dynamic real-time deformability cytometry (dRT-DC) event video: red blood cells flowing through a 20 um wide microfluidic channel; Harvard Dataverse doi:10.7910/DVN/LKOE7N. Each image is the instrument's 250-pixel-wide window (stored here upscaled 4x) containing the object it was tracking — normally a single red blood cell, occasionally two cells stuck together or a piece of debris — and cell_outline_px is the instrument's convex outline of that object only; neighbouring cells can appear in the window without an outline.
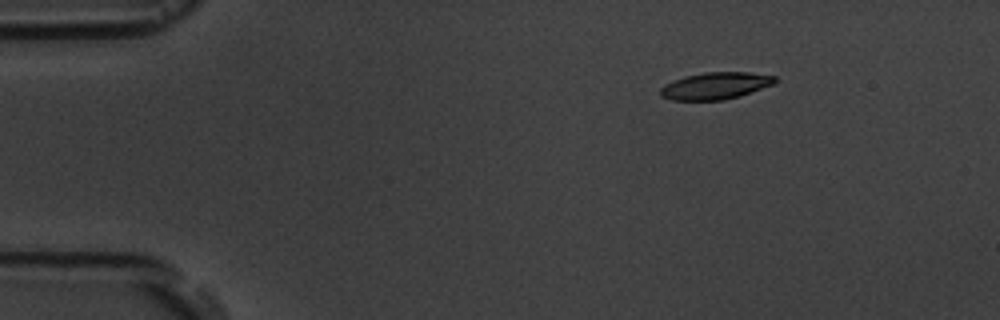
{"species": "common noctule bat (a hibernating species)", "species_latin": "Nyctalus noctula", "temperature_condition": "room temperature", "stored_images_in_passage": 5, "camera_frame_rate_fps": 3000, "um_per_image_px": 0.085, "animal": {"sex": "male", "body_mass_g": 19.5, "forearm_length_mm": 54.6}, "frame": {"image": 1, "passage_image": 2, "time_ms": 1.0, "image_size_px": [1000, 320], "cell_outline_px": [[776, 80], [772, 84], [740, 96], [724, 100], [672, 100], [660, 96], [660, 88], [664, 84], [684, 76], [704, 72], [748, 72], [776, 76]], "centroid_in_image_um": [60.77, 7.29], "position_along_channel_um": 24.2, "area_um2": 17.98}}